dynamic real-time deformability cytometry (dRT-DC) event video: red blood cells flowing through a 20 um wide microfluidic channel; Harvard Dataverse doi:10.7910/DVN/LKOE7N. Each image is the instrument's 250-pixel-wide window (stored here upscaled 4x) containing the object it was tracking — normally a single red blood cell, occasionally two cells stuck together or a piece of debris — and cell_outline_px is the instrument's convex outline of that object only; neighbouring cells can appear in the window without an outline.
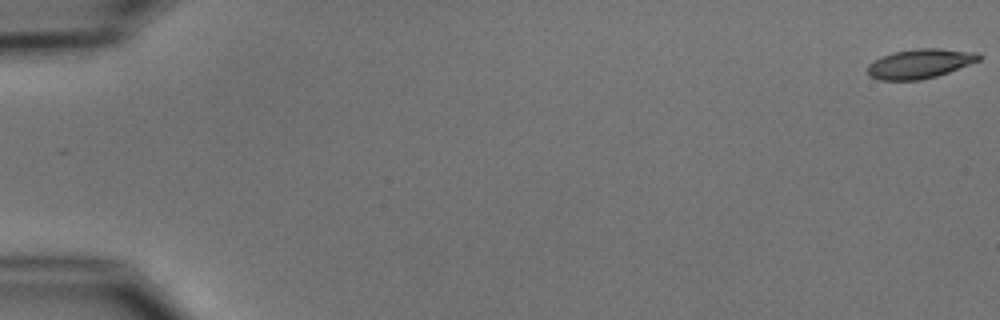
{"species": "common noctule bat (a hibernating species)", "species_latin": "Nyctalus noctula", "temperature_condition": "cold", "stored_images_in_passage": 44, "camera_frame_rate_fps": 3000, "um_per_image_px": 0.085, "animal": {"sex": "male", "body_mass_g": 15.6}, "frame": {"image": 1, "passage_image": 1, "time_ms": 0.0, "image_size_px": [1000, 320], "cell_outline_px": [[984, 56], [980, 60], [948, 72], [936, 76], [920, 80], [880, 80], [868, 76], [868, 64], [880, 56], [892, 52], [916, 48], [940, 48], [980, 52]], "centroid_in_image_um": [78.21, 5.39], "position_along_channel_um": 6.8, "area_um2": 19.36}}
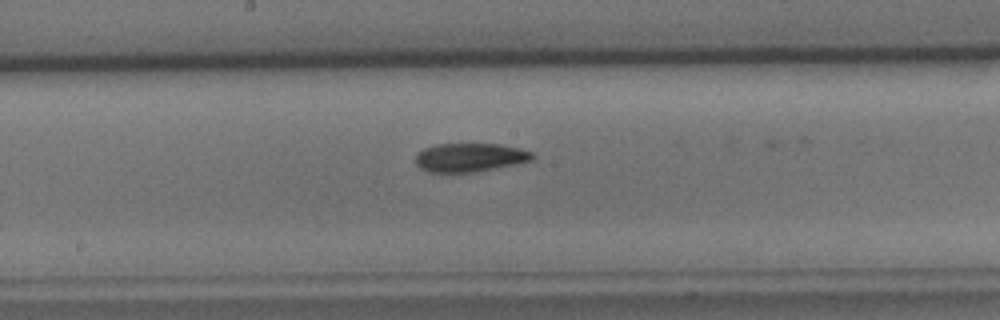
{"frame": {"image": 2, "passage_image": 30, "time_ms": 9.667, "image_size_px": [1000, 320], "cell_outline_px": [[536, 156], [532, 160], [516, 164], [476, 172], [428, 172], [420, 168], [416, 164], [416, 152], [424, 148], [436, 144], [500, 144], [520, 148], [532, 152]], "centroid_in_image_um": [39.94, 13.38], "position_along_channel_um": 208.3, "area_um2": 19.65}}
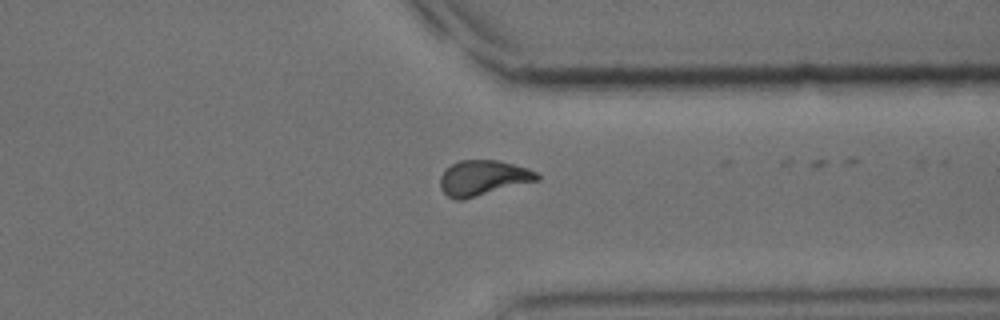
{"frame": {"image": 3, "passage_image": 43, "time_ms": 14.0, "image_size_px": [1000, 320], "cell_outline_px": [[540, 180], [464, 200], [456, 200], [448, 196], [440, 188], [440, 176], [452, 164], [460, 160], [500, 160], [528, 168], [536, 172], [540, 176]], "centroid_in_image_um": [41.09, 15.13], "position_along_channel_um": 370.3, "area_um2": 20.06}}